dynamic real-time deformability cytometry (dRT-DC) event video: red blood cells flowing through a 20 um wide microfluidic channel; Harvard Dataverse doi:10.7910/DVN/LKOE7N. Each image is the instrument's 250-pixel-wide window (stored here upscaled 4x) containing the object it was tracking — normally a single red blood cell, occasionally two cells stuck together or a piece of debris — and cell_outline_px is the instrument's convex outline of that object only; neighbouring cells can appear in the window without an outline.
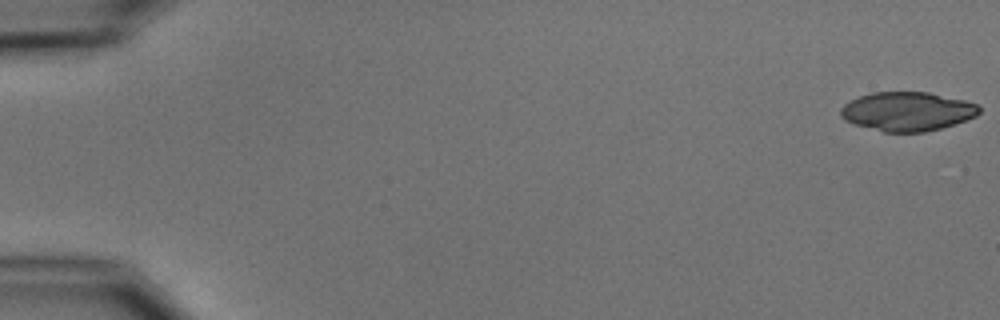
{"species": "common noctule bat (a hibernating species)", "species_latin": "Nyctalus noctula", "temperature_condition": "cold", "stored_images_in_passage": 3, "camera_frame_rate_fps": 3000, "um_per_image_px": 0.085, "animal": {"sex": "male", "body_mass_g": 15.6}, "frame": {"image": 1, "passage_image": 1, "time_ms": 0.0, "image_size_px": [1000, 320], "cell_outline_px": [[980, 112], [976, 116], [940, 128], [924, 132], [884, 132], [852, 124], [844, 120], [840, 116], [840, 108], [844, 104], [860, 96], [872, 92], [928, 92], [964, 100], [980, 104]], "centroid_in_image_um": [77.1, 9.47], "position_along_channel_um": 7.9, "area_um2": 31.5}}